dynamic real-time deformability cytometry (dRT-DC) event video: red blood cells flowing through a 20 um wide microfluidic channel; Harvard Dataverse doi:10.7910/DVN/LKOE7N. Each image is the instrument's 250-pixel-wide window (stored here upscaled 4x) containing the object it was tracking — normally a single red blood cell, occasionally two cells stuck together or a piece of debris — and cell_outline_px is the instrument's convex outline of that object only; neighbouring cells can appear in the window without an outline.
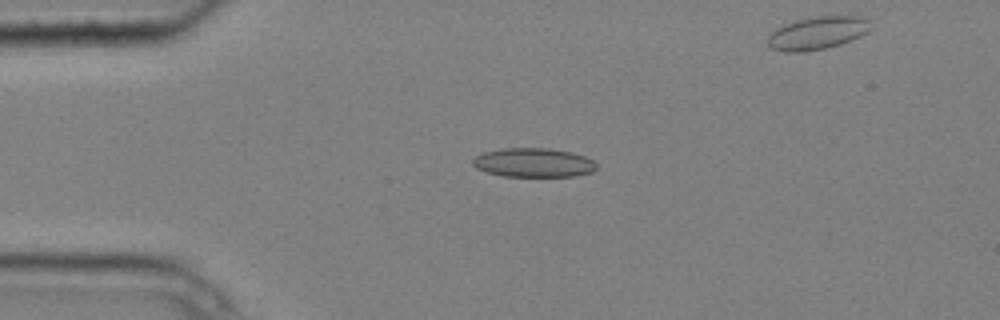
{"species": "common noctule bat (a hibernating species)", "species_latin": "Nyctalus noctula", "temperature_condition": "cold", "stored_images_in_passage": 6, "segment_of_instrument_passage": [1, 2], "camera_frame_rate_fps": 3000, "um_per_image_px": 0.085, "animal": {"sex": "male", "body_mass_g": 20.4}, "frame": {"image": 1, "passage_image": 3, "time_ms": 0.667, "image_size_px": [1000, 320], "cell_outline_px": [[596, 168], [592, 172], [572, 176], [504, 176], [488, 172], [476, 168], [472, 164], [472, 160], [476, 156], [484, 152], [500, 148], [552, 148], [572, 152], [584, 156], [592, 160], [596, 164]], "centroid_in_image_um": [45.34, 13.81], "position_along_channel_um": 39.7, "area_um2": 20.92}}
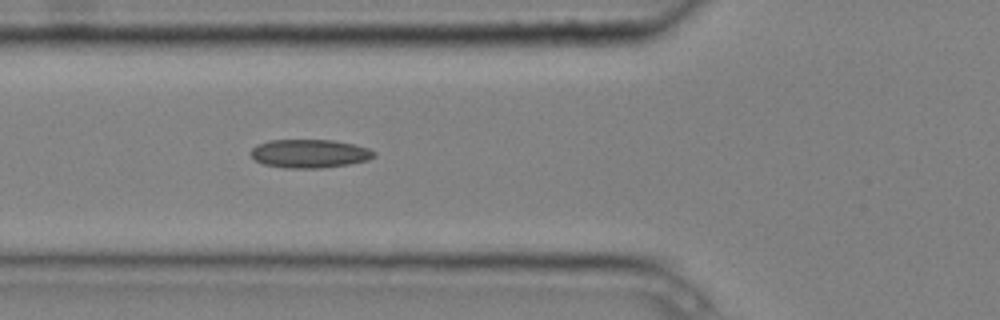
{"frame": {"image": 2, "passage_image": 5, "time_ms": 1.333, "image_size_px": [1000, 320], "cell_outline_px": [[376, 156], [368, 160], [348, 164], [320, 168], [288, 168], [264, 164], [256, 160], [248, 152], [256, 144], [268, 140], [332, 140], [352, 144], [368, 148], [376, 152]], "centroid_in_image_um": [26.3, 13.05], "position_along_channel_um": 99.5, "area_um2": 20.46}}